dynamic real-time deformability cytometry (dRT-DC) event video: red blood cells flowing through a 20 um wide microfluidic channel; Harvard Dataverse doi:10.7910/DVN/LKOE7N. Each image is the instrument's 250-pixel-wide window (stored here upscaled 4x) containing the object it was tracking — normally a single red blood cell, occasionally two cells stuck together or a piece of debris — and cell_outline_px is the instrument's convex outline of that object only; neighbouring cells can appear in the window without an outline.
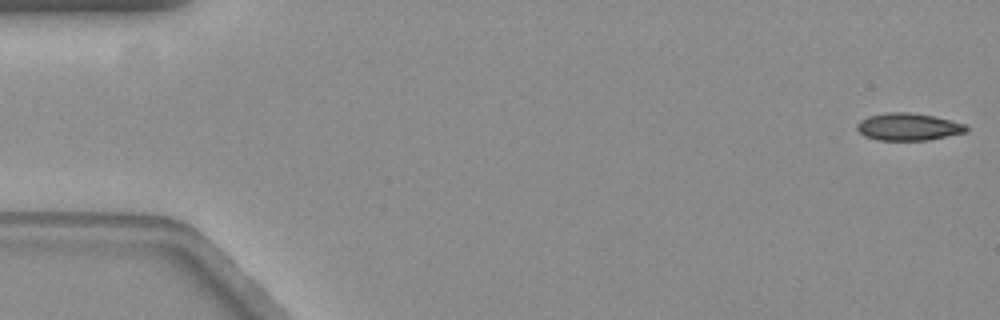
{"species": "common noctule bat (a hibernating species)", "species_latin": "Nyctalus noctula", "temperature_condition": "warm", "stored_images_in_passage": 18, "camera_frame_rate_fps": 3000, "um_per_image_px": 0.085, "animal": {"sex": "female", "body_mass_g": 19.3, "forearm_length_mm": 54.1}, "frame": {"image": 1, "passage_image": 1, "time_ms": 0.0, "image_size_px": [1000, 320], "cell_outline_px": [[968, 132], [928, 140], [876, 140], [864, 136], [856, 128], [856, 124], [860, 120], [868, 116], [888, 112], [908, 112], [932, 116], [964, 124], [968, 128]], "centroid_in_image_um": [77.17, 10.79], "position_along_channel_um": 7.8, "area_um2": 17.34}}
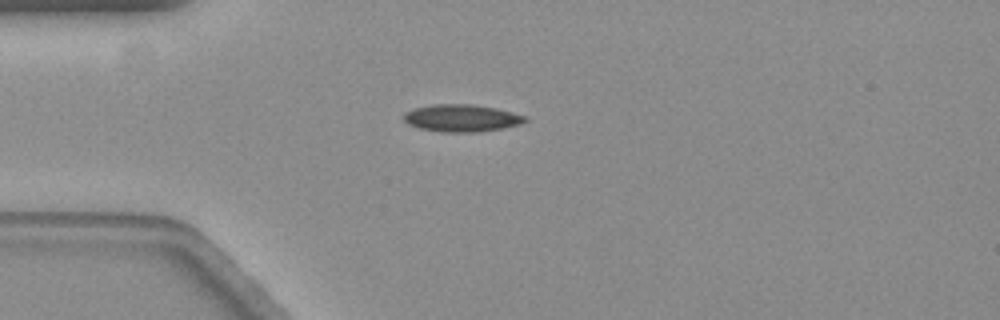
{"frame": {"image": 2, "passage_image": 15, "time_ms": 4.667, "image_size_px": [1000, 320], "cell_outline_px": [[528, 120], [516, 124], [500, 128], [476, 132], [440, 132], [420, 128], [408, 124], [404, 120], [404, 112], [416, 108], [432, 104], [472, 104], [496, 108], [528, 116]], "centroid_in_image_um": [39.21, 10.03], "position_along_channel_um": 45.8, "area_um2": 19.13}}